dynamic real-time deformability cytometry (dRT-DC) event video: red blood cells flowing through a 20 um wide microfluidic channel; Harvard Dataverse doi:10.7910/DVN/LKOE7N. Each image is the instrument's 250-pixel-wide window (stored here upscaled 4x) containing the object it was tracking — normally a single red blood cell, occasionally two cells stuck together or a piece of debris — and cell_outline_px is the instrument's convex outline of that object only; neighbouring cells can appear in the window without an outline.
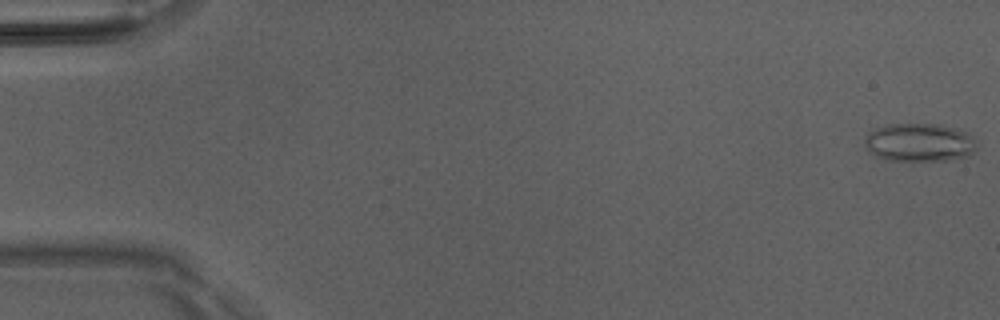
{"species": "Egyptian fruit bat (a non-hibernating species)", "species_latin": "Rousettus aegyptiacus", "temperature_condition": "room temperature", "stored_images_in_passage": 51, "camera_frame_rate_fps": 3000, "um_per_image_px": 0.085, "animal": {"sex": "male"}, "frame": {"image": 1, "passage_image": 1, "time_ms": 0.0, "image_size_px": [1000, 320], "cell_outline_px": [[976, 148], [968, 156], [952, 160], [892, 160], [876, 156], [864, 144], [864, 136], [868, 132], [876, 128], [888, 124], [940, 124], [956, 128], [968, 132], [972, 136]], "centroid_in_image_um": [78.15, 12.09], "position_along_channel_um": 6.8, "area_um2": 24.97}}
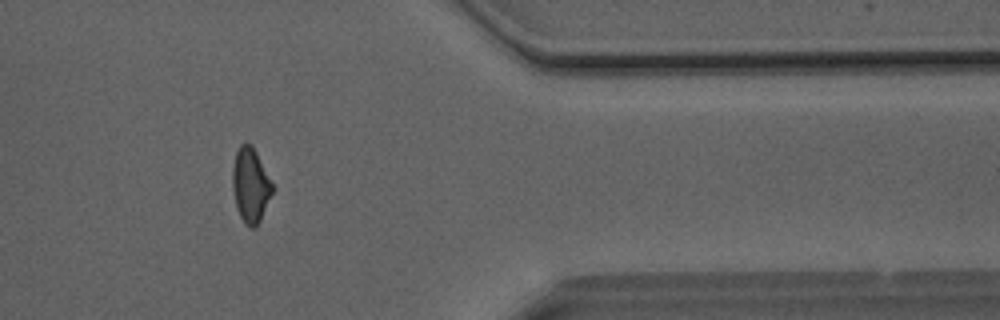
{"frame": {"image": 2, "passage_image": 42, "time_ms": 13.667, "image_size_px": [1000, 320], "cell_outline_px": [[276, 188], [256, 228], [252, 228], [244, 224], [236, 208], [232, 188], [232, 168], [236, 152], [240, 144], [252, 144]], "centroid_in_image_um": [21.31, 15.76], "position_along_channel_um": 390.1, "area_um2": 17.74}}
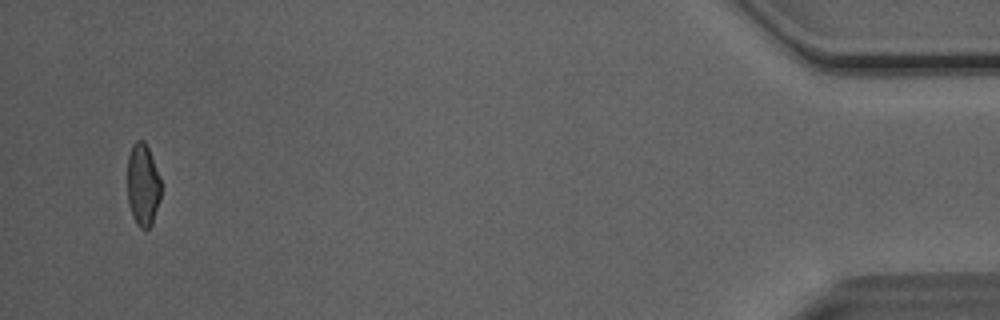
{"frame": {"image": 3, "passage_image": 49, "time_ms": 16.0, "image_size_px": [1000, 320], "cell_outline_px": [[160, 200], [152, 224], [144, 232], [136, 224], [132, 216], [128, 204], [128, 156], [132, 144], [136, 140], [144, 140], [148, 148], [160, 180]], "centroid_in_image_um": [12.13, 15.76], "position_along_channel_um": 423.1, "area_um2": 16.13}, "authors_computed_cell_mechanics": {"area_um2": 17.8024, "velocity_mm_per_s": 4.1, "shape_relaxation_time_tau1_ms": null, "shape_relaxation_time_tau2_ms": 1.7671, "deformation_change_tau1": null, "deformation_change_tau2": 0.0832}}